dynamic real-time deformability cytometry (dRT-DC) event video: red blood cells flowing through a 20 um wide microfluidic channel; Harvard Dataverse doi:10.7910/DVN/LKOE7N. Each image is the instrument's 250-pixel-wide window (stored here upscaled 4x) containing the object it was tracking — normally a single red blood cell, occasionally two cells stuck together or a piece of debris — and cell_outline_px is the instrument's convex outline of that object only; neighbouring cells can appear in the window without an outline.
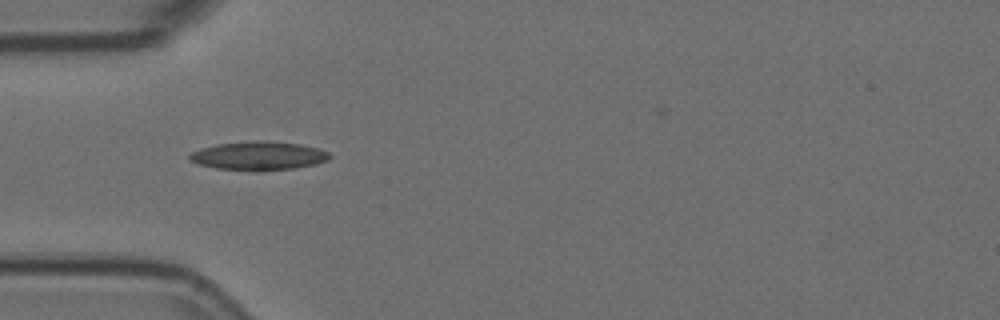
{"species": "Egyptian fruit bat (a non-hibernating species)", "species_latin": "Rousettus aegyptiacus", "temperature_condition": "room temperature", "stored_images_in_passage": 9, "camera_frame_rate_fps": 3000, "um_per_image_px": 0.085, "animal": {"sex": "female"}, "frame": {"image": 1, "passage_image": 4, "time_ms": 1.0, "image_size_px": [1000, 320], "cell_outline_px": [[332, 156], [328, 160], [316, 164], [292, 168], [216, 168], [200, 164], [188, 160], [188, 156], [192, 152], [200, 148], [216, 144], [256, 140], [264, 140], [300, 144], [320, 148], [328, 152]], "centroid_in_image_um": [22.0, 13.19], "position_along_channel_um": 63.0, "area_um2": 22.6}}
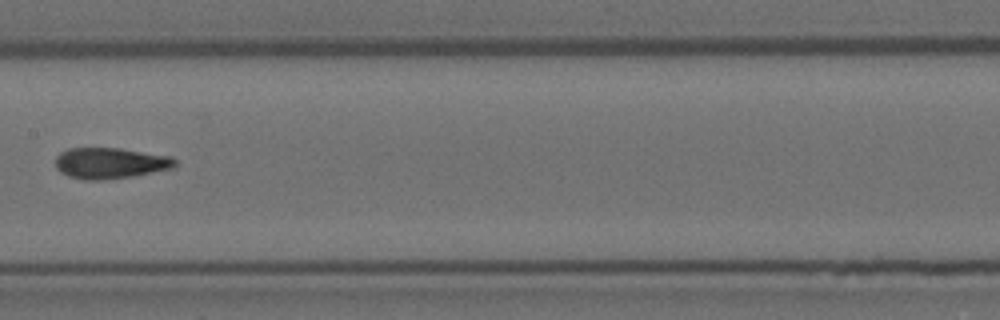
{"frame": {"image": 2, "passage_image": 7, "time_ms": 2.0, "image_size_px": [1000, 320], "cell_outline_px": [[176, 164], [172, 168], [132, 176], [104, 180], [84, 180], [68, 176], [60, 172], [56, 168], [56, 156], [60, 152], [68, 148], [120, 148], [168, 156], [176, 160]], "centroid_in_image_um": [9.31, 13.87], "position_along_channel_um": 198.1, "area_um2": 21.5}}
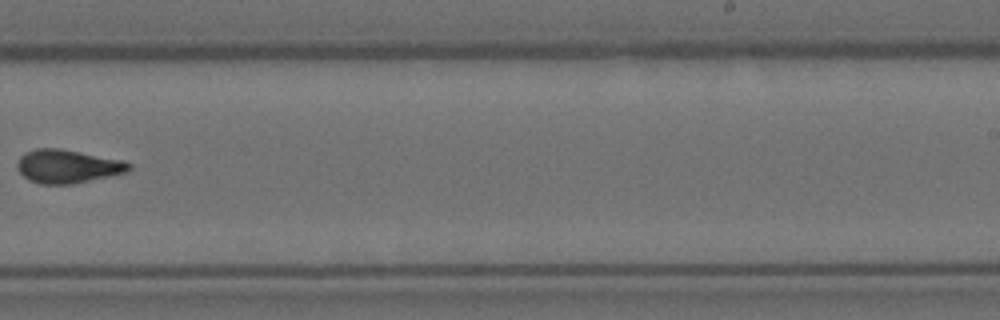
{"frame": {"image": 3, "passage_image": 9, "time_ms": 2.667, "image_size_px": [1000, 320], "cell_outline_px": [[132, 168], [128, 172], [112, 176], [72, 184], [40, 184], [28, 180], [16, 168], [16, 164], [20, 156], [24, 152], [36, 148], [60, 148], [120, 160], [132, 164]], "centroid_in_image_um": [5.72, 14.14], "position_along_channel_um": 283.3, "area_um2": 21.91}}